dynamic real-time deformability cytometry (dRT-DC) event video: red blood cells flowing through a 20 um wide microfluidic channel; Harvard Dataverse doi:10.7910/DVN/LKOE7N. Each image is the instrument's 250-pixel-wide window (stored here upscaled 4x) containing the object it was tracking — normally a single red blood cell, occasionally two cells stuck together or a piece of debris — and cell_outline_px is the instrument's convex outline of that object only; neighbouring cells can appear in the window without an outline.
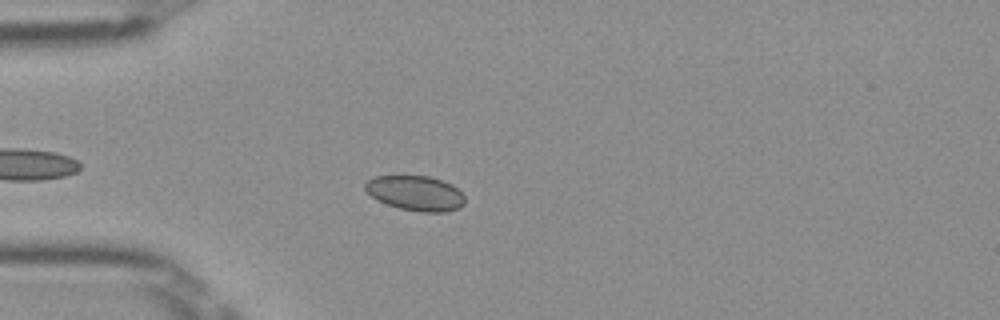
{"species": "Egyptian fruit bat (a non-hibernating species)", "species_latin": "Rousettus aegyptiacus", "temperature_condition": "room temperature", "stored_images_in_passage": 37, "camera_frame_rate_fps": 3000, "um_per_image_px": 0.085, "frame": {"image": 1, "passage_image": 8, "time_ms": 2.333, "image_size_px": [1000, 320], "cell_outline_px": [[464, 204], [460, 208], [444, 212], [424, 212], [400, 208], [376, 200], [364, 188], [364, 184], [368, 180], [376, 176], [428, 176], [452, 184], [464, 196]], "centroid_in_image_um": [35.32, 16.42], "position_along_channel_um": 49.7, "area_um2": 20.11}}
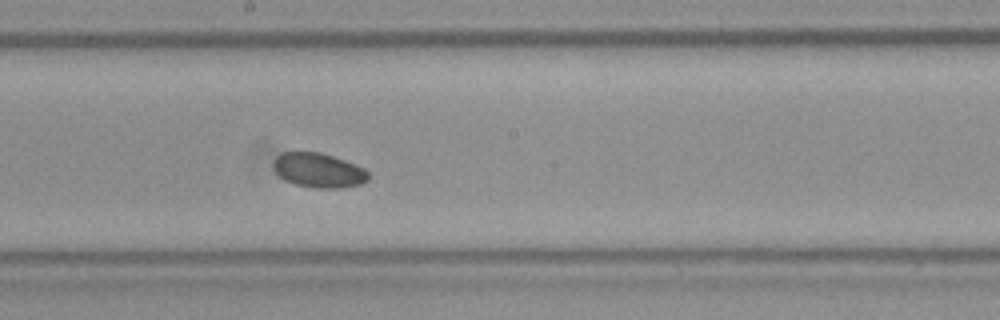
{"frame": {"image": 2, "passage_image": 22, "time_ms": 7.0, "image_size_px": [1000, 320], "cell_outline_px": [[368, 180], [360, 184], [344, 188], [312, 188], [296, 184], [284, 180], [272, 168], [272, 164], [276, 156], [280, 152], [320, 152], [356, 164], [364, 168], [368, 172]], "centroid_in_image_um": [27.06, 14.48], "position_along_channel_um": 221.1, "area_um2": 19.25}}
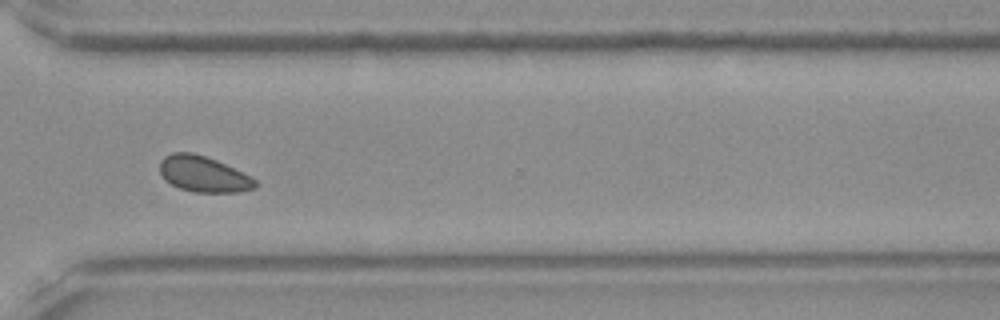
{"frame": {"image": 3, "passage_image": 32, "time_ms": 10.333, "image_size_px": [1000, 320], "cell_outline_px": [[256, 188], [240, 192], [196, 192], [180, 188], [164, 180], [160, 172], [160, 160], [164, 156], [172, 152], [192, 152], [216, 160], [256, 180]], "centroid_in_image_um": [17.24, 14.8], "position_along_channel_um": 353.4, "area_um2": 19.71}}